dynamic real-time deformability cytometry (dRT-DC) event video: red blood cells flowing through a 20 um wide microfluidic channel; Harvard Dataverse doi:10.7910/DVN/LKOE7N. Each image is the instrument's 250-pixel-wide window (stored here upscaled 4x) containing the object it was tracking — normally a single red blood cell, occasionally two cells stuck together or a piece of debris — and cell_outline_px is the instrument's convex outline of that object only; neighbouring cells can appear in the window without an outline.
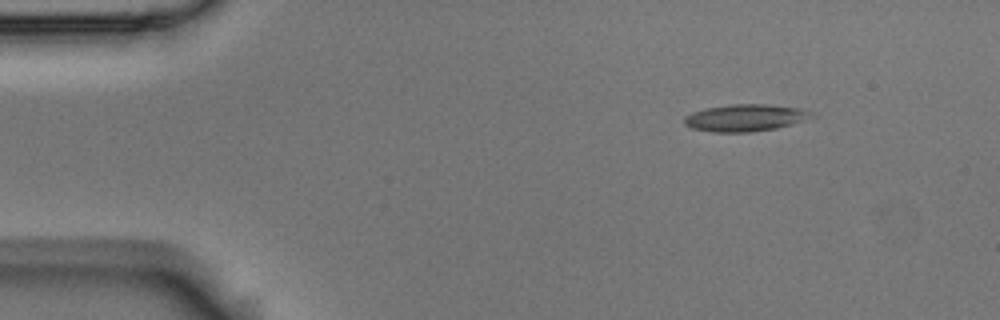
{"species": "Egyptian fruit bat (a non-hibernating species)", "species_latin": "Rousettus aegyptiacus", "temperature_condition": "room temperature", "stored_images_in_passage": 3, "camera_frame_rate_fps": 3000, "um_per_image_px": 0.085, "animal": {"sex": "male"}, "frame": {"image": 1, "passage_image": 1, "time_ms": 0.0, "image_size_px": [1000, 320], "cell_outline_px": [[820, 116], [776, 128], [748, 132], [712, 132], [692, 128], [684, 124], [684, 116], [692, 112], [704, 108], [732, 104], [768, 104], [800, 108], [812, 112]], "centroid_in_image_um": [63.37, 10.0], "position_along_channel_um": 21.6, "area_um2": 20.23}}